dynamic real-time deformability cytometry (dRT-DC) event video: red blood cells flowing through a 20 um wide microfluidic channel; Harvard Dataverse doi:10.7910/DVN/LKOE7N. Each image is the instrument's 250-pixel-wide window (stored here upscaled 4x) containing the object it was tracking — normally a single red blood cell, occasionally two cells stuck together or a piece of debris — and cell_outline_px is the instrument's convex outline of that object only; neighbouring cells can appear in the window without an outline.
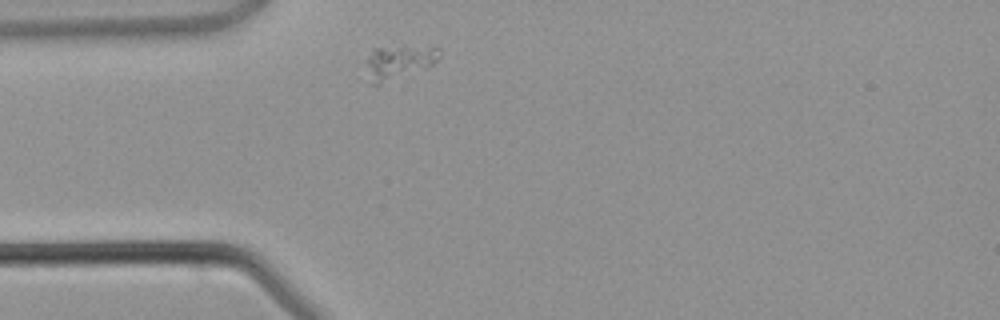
{"species": "common noctule bat (a hibernating species)", "species_latin": "Nyctalus noctula", "temperature_condition": "warm", "stored_images_in_passage": 35, "camera_frame_rate_fps": 3000, "um_per_image_px": 0.085, "animal": {"sex": "male", "body_mass_g": 21.5, "forearm_length_mm": 52.0}, "frame": {"image": 1, "passage_image": 1, "time_ms": 0.0, "image_size_px": [1000, 320], "cell_outline_px": [[440, 56], [428, 68], [380, 84], [372, 84], [368, 64], [368, 56], [372, 48], [404, 44], [440, 48]], "centroid_in_image_um": [33.96, 5.21], "position_along_channel_um": 51.0, "area_um2": 14.62}}
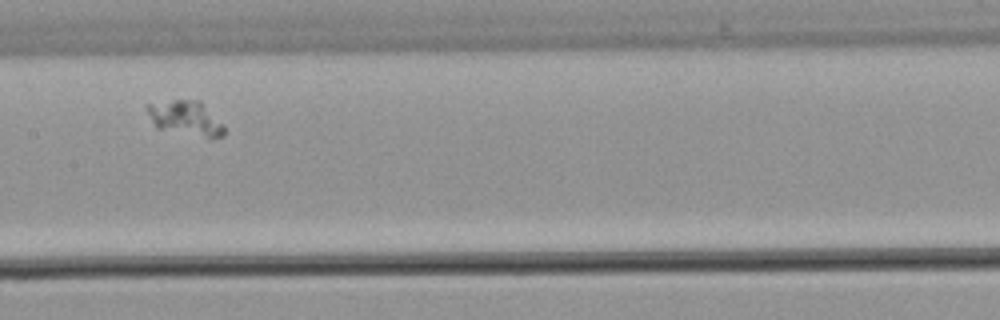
{"frame": {"image": 2, "passage_image": 11, "time_ms": 3.333, "image_size_px": [1000, 320], "cell_outline_px": [[224, 136], [212, 140], [208, 140], [156, 128], [144, 104], [172, 100], [200, 100], [224, 124]], "centroid_in_image_um": [15.83, 10.09], "position_along_channel_um": 191.6, "area_um2": 16.13}}
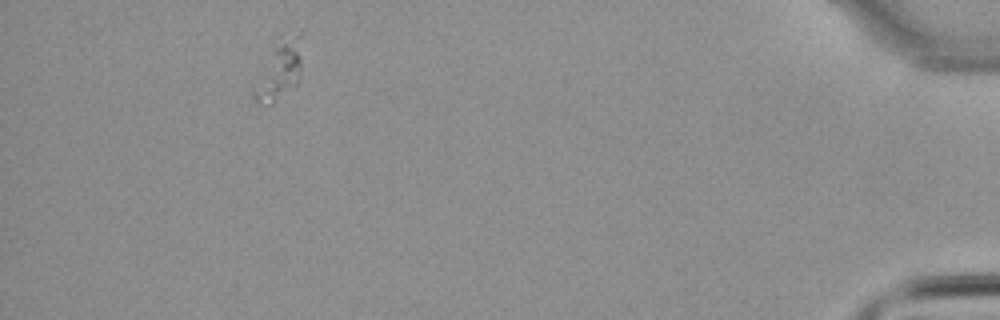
{"frame": {"image": 3, "passage_image": 31, "time_ms": 10.0, "image_size_px": [1000, 320], "cell_outline_px": [[300, 80], [296, 84], [272, 104], [268, 104], [256, 100], [252, 96], [252, 88], [276, 36], [300, 32]], "centroid_in_image_um": [23.71, 5.9], "position_along_channel_um": 411.5, "area_um2": 16.7}}